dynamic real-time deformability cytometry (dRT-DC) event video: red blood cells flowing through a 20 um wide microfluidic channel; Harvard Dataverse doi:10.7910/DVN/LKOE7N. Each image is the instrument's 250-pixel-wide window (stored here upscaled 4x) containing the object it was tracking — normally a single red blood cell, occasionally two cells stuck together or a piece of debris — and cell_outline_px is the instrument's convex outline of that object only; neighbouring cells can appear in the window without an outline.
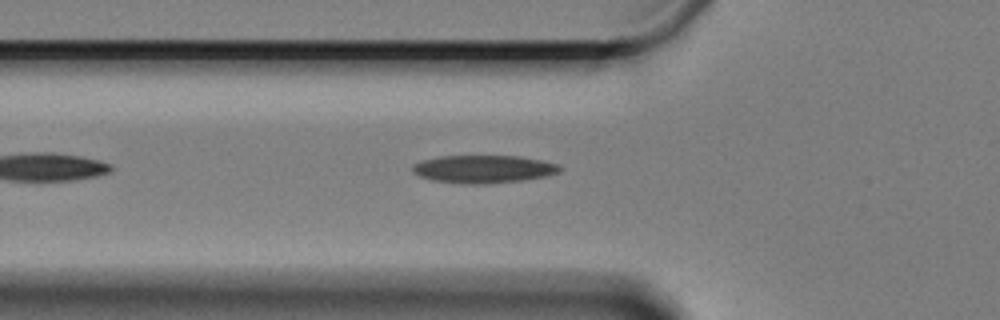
{"species": "Egyptian fruit bat (a non-hibernating species)", "species_latin": "Rousettus aegyptiacus", "temperature_condition": "cold", "stored_images_in_passage": 17, "camera_frame_rate_fps": 3000, "um_per_image_px": 0.085, "animal": {"sex": "female"}, "frame": {"image": 1, "passage_image": 8, "time_ms": 2.333, "image_size_px": [1000, 320], "cell_outline_px": [[564, 168], [560, 172], [544, 176], [520, 180], [484, 184], [460, 184], [432, 180], [420, 176], [412, 172], [412, 164], [420, 160], [440, 156], [520, 156], [560, 164]], "centroid_in_image_um": [41.07, 14.37], "position_along_channel_um": 84.7, "area_um2": 24.04}}
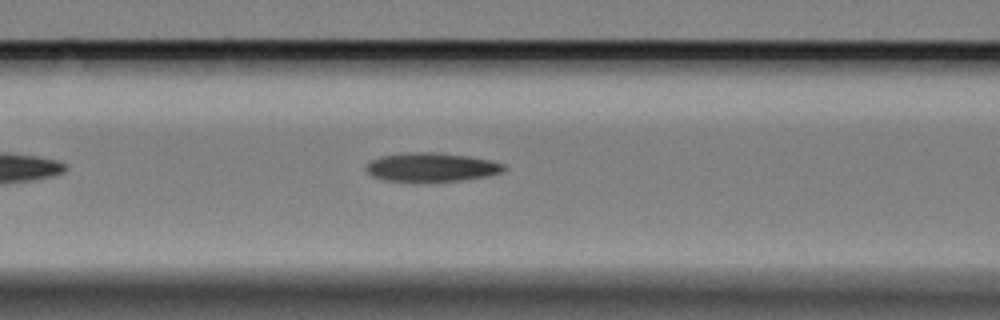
{"frame": {"image": 2, "passage_image": 12, "time_ms": 3.667, "image_size_px": [1000, 320], "cell_outline_px": [[508, 168], [500, 172], [488, 176], [460, 180], [384, 180], [372, 176], [364, 168], [372, 160], [380, 156], [404, 152], [432, 152], [468, 156], [492, 160], [504, 164]], "centroid_in_image_um": [36.69, 14.18], "position_along_channel_um": 129.9, "area_um2": 22.77}}
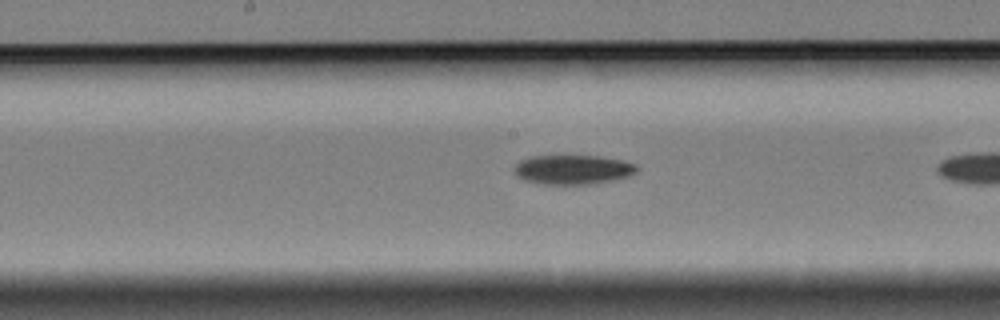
{"frame": {"image": 3, "passage_image": 15, "time_ms": 4.667, "image_size_px": [1000, 320], "cell_outline_px": [[640, 168], [636, 172], [628, 176], [612, 180], [588, 184], [544, 184], [524, 180], [516, 176], [516, 164], [520, 160], [528, 156], [568, 152], [600, 156], [624, 160], [636, 164]], "centroid_in_image_um": [48.69, 14.34], "position_along_channel_um": 199.5, "area_um2": 22.02}}